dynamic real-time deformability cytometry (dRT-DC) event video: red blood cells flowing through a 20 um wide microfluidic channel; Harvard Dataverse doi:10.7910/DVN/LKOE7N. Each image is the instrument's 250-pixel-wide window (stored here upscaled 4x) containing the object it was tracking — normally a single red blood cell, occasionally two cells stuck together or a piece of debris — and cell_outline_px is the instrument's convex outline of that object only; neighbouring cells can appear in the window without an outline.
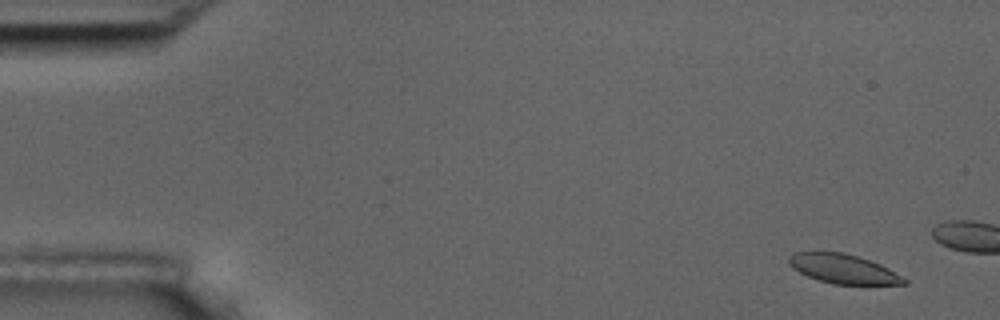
{"species": "common noctule bat (a hibernating species)", "species_latin": "Nyctalus noctula", "temperature_condition": "room temperature", "stored_images_in_passage": 4, "camera_frame_rate_fps": 3000, "um_per_image_px": 0.085, "animal": {"sex": "male", "body_mass_g": 17.5, "forearm_length_mm": 52.3}, "frame": {"image": 1, "passage_image": 1, "time_ms": 0.0, "image_size_px": [1000, 320], "cell_outline_px": [[908, 284], [832, 284], [816, 280], [792, 268], [788, 264], [788, 256], [792, 252], [844, 252], [880, 264], [888, 268], [908, 280]], "centroid_in_image_um": [71.64, 22.85], "position_along_channel_um": 13.4, "area_um2": 19.65}}